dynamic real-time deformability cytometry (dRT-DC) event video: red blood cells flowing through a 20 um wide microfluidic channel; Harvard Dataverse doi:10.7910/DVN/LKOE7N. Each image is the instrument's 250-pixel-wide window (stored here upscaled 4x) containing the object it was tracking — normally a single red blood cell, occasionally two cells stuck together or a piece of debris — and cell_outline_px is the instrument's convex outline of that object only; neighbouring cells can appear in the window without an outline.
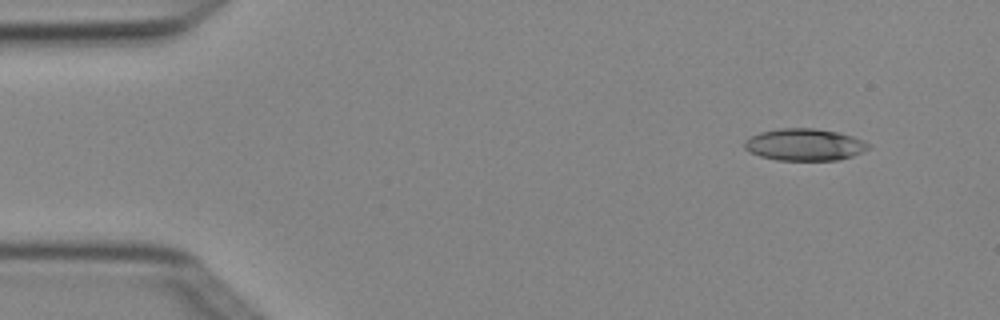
{"species": "Egyptian fruit bat (a non-hibernating species)", "species_latin": "Rousettus aegyptiacus", "temperature_condition": "cold", "stored_images_in_passage": 4, "camera_frame_rate_fps": 3000, "um_per_image_px": 0.085, "animal": {"sex": "female"}, "frame": {"image": 1, "passage_image": 2, "time_ms": 0.333, "image_size_px": [1000, 320], "cell_outline_px": [[872, 144], [868, 148], [852, 156], [840, 160], [776, 160], [760, 156], [744, 148], [744, 140], [760, 132], [780, 128], [816, 128], [840, 132], [852, 136]], "centroid_in_image_um": [68.39, 12.29], "position_along_channel_um": 16.6, "area_um2": 23.12}}